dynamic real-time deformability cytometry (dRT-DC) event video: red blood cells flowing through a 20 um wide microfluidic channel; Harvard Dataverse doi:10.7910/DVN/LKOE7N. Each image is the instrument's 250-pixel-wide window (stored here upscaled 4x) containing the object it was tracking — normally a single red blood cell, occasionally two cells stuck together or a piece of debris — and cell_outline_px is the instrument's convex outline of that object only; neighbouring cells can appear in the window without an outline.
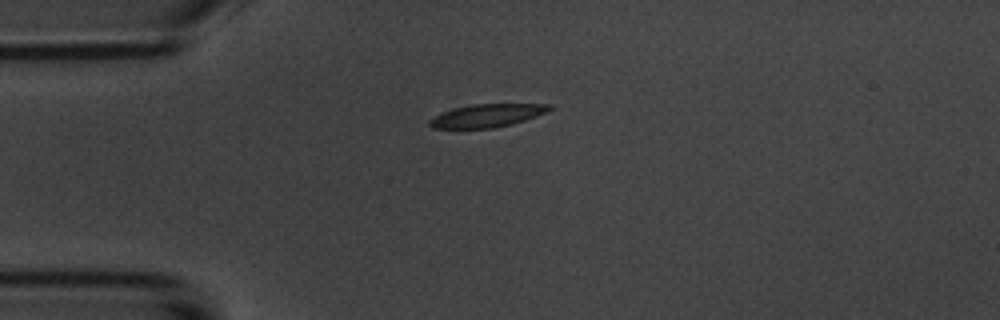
{"species": "common noctule bat (a hibernating species)", "species_latin": "Nyctalus noctula", "temperature_condition": "room temperature", "stored_images_in_passage": 6, "camera_frame_rate_fps": 3000, "um_per_image_px": 0.085, "animal": {"sex": "male", "body_mass_g": 20.1, "forearm_length_mm": 53.5}, "frame": {"image": 1, "passage_image": 1, "time_ms": 0.0, "image_size_px": [1000, 320], "cell_outline_px": [[552, 108], [536, 116], [512, 124], [492, 128], [432, 128], [428, 124], [428, 120], [432, 116], [440, 112], [452, 108], [472, 104], [552, 104]], "centroid_in_image_um": [41.31, 9.82], "position_along_channel_um": 43.7, "area_um2": 16.13}}
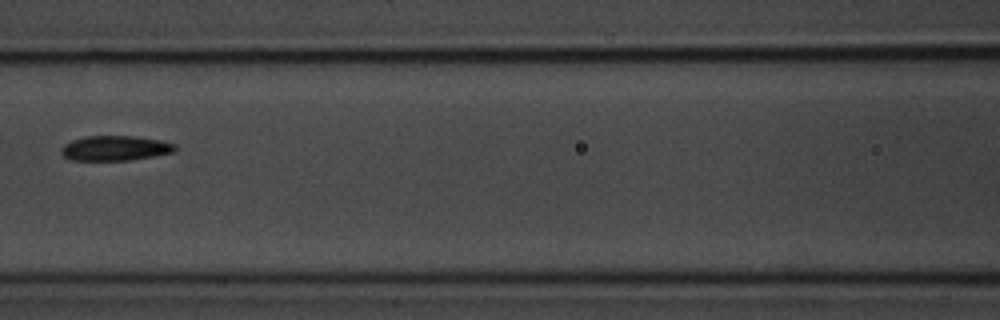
{"frame": {"image": 2, "passage_image": 4, "time_ms": 3.667, "image_size_px": [1000, 320], "cell_outline_px": [[176, 152], [128, 160], [72, 160], [64, 156], [60, 152], [60, 148], [64, 144], [72, 140], [84, 136], [132, 136], [160, 140], [176, 144]], "centroid_in_image_um": [9.77, 12.59], "position_along_channel_um": 156.8, "area_um2": 16.53}}
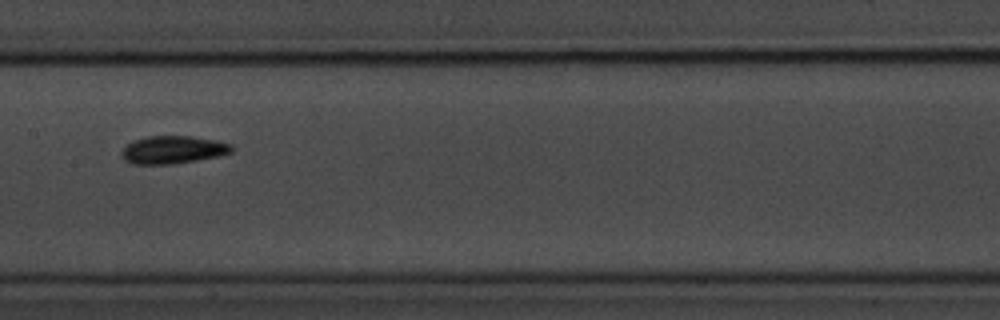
{"frame": {"image": 3, "passage_image": 5, "time_ms": 4.667, "image_size_px": [1000, 320], "cell_outline_px": [[232, 152], [220, 156], [172, 164], [132, 164], [124, 160], [120, 156], [120, 152], [128, 144], [136, 140], [148, 136], [192, 136], [216, 140], [232, 144]], "centroid_in_image_um": [14.7, 12.73], "position_along_channel_um": 192.7, "area_um2": 17.86}}